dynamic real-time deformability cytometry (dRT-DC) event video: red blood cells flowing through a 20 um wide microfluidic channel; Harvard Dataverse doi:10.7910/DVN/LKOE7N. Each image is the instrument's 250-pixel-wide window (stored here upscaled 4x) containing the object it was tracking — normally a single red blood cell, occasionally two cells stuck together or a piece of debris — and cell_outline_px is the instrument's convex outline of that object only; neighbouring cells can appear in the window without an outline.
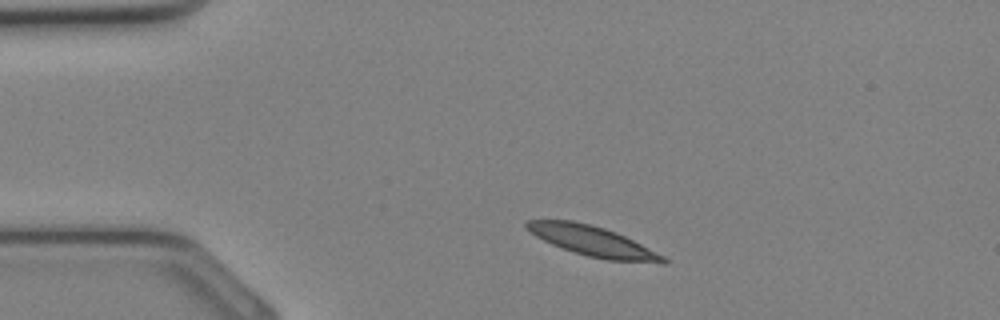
{"species": "Egyptian fruit bat (a non-hibernating species)", "species_latin": "Rousettus aegyptiacus", "temperature_condition": "cold", "stored_images_in_passage": 28, "camera_frame_rate_fps": 3000, "um_per_image_px": 0.085, "animal": {"sex": "female"}, "frame": {"image": 1, "passage_image": 1, "time_ms": 0.0, "image_size_px": [1000, 320], "cell_outline_px": [[668, 260], [664, 264], [608, 260], [588, 256], [552, 244], [536, 236], [524, 224], [528, 220], [572, 220], [604, 228], [616, 232], [664, 256]], "centroid_in_image_um": [50.42, 20.51], "position_along_channel_um": 34.6, "area_um2": 23.41}}
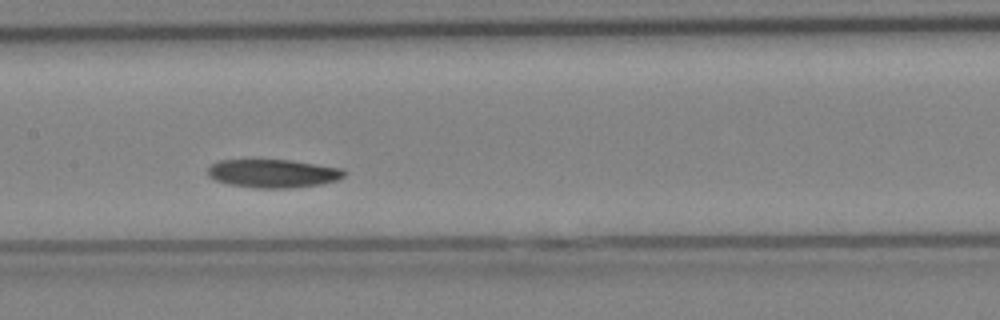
{"frame": {"image": 2, "passage_image": 11, "time_ms": 3.333, "image_size_px": [1000, 320], "cell_outline_px": [[348, 172], [344, 176], [336, 180], [324, 184], [292, 188], [256, 188], [228, 184], [216, 180], [208, 176], [208, 168], [212, 164], [220, 160], [292, 160], [344, 168]], "centroid_in_image_um": [23.27, 14.74], "position_along_channel_um": 184.1, "area_um2": 22.77}}
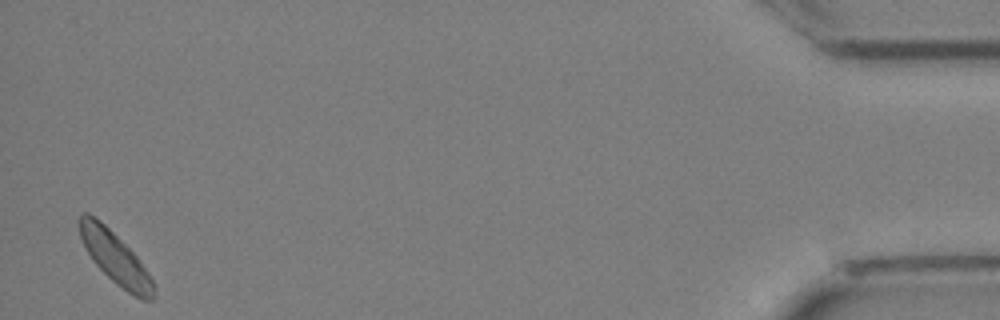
{"frame": {"image": 3, "passage_image": 28, "time_ms": 9.0, "image_size_px": [1000, 320], "cell_outline_px": [[156, 288], [152, 300], [140, 300], [116, 284], [92, 260], [84, 248], [80, 236], [76, 220], [84, 212], [88, 212], [100, 220], [140, 260], [156, 284]], "centroid_in_image_um": [9.78, 21.92], "position_along_channel_um": 425.4, "area_um2": 22.43}}